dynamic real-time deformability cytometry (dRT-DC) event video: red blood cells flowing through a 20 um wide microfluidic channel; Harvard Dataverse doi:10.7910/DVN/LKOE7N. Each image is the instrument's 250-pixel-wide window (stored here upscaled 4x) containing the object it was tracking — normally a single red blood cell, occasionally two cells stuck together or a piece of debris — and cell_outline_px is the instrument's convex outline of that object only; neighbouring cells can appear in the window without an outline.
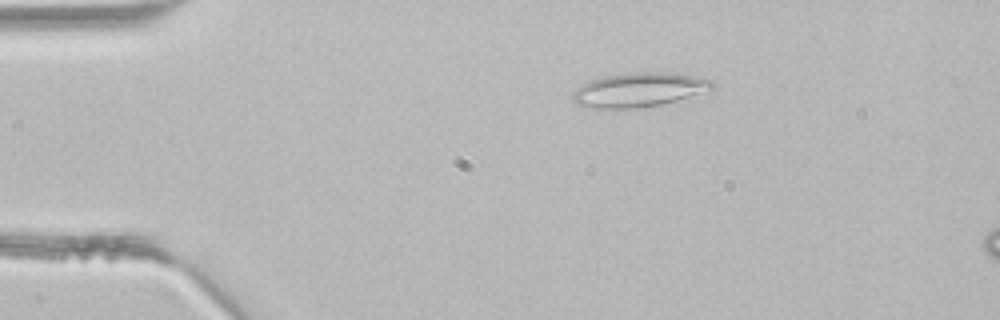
{"species": "common noctule bat (a hibernating species)", "species_latin": "Nyctalus noctula", "temperature_condition": "room temperature", "stored_images_in_passage": 4, "camera_frame_rate_fps": 3000, "um_per_image_px": 0.085, "animal": {"sex": "male", "body_mass_g": 21.5, "forearm_length_mm": 52.0}, "frame": {"image": 1, "passage_image": 3, "time_ms": 0.667, "image_size_px": [1000, 320], "cell_outline_px": [[716, 84], [712, 88], [664, 104], [644, 108], [588, 108], [576, 104], [572, 100], [572, 96], [584, 84], [592, 80], [604, 76], [632, 72], [668, 72], [692, 76], [712, 80]], "centroid_in_image_um": [54.3, 7.64], "position_along_channel_um": 30.7, "area_um2": 27.46}}